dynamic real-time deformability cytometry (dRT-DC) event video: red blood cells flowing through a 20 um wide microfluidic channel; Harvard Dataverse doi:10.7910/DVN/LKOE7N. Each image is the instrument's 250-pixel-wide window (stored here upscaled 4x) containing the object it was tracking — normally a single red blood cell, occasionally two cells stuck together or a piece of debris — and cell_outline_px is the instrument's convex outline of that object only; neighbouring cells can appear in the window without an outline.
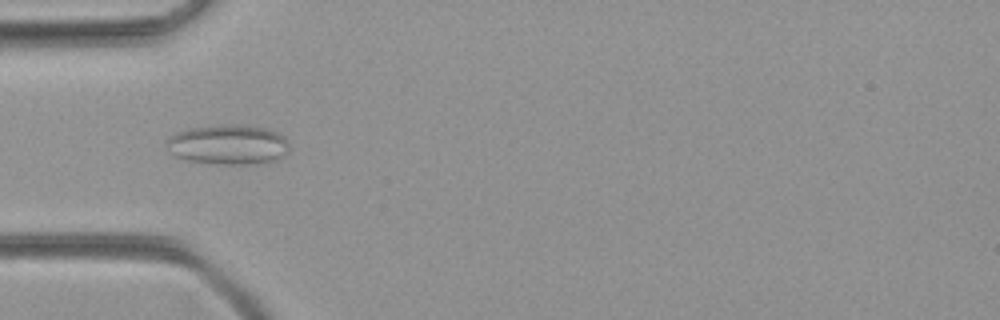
{"species": "common noctule bat (a hibernating species)", "species_latin": "Nyctalus noctula", "temperature_condition": "room temperature", "stored_images_in_passage": 14, "camera_frame_rate_fps": 3000, "um_per_image_px": 0.085, "animal": {"sex": "female", "body_mass_g": 21.9}, "frame": {"image": 1, "passage_image": 3, "time_ms": 0.667, "image_size_px": [1000, 320], "cell_outline_px": [[288, 152], [284, 156], [268, 164], [220, 164], [188, 160], [176, 156], [172, 152], [168, 144], [168, 136], [188, 128], [232, 124], [236, 124], [268, 128], [284, 136], [288, 144]], "centroid_in_image_um": [19.47, 12.3], "position_along_channel_um": 65.5, "area_um2": 28.55}}